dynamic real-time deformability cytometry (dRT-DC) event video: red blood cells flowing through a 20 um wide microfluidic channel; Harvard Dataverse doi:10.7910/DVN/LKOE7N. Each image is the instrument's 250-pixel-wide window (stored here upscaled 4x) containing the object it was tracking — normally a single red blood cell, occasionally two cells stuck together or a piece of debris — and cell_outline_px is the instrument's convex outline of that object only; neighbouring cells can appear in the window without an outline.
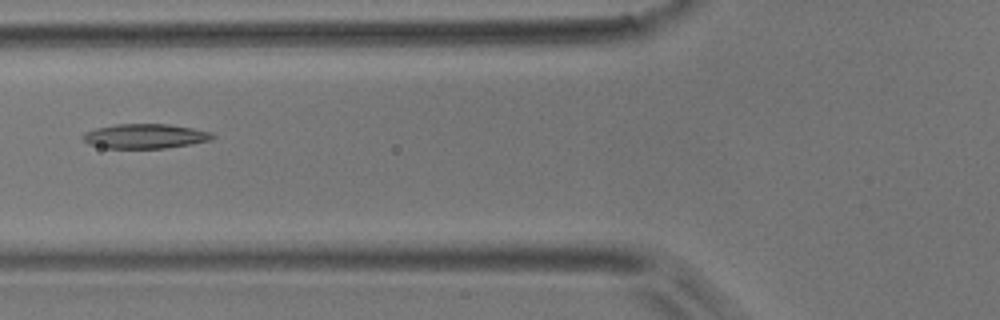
{"species": "common noctule bat (a hibernating species)", "species_latin": "Nyctalus noctula", "temperature_condition": "room temperature", "stored_images_in_passage": 6, "camera_frame_rate_fps": 3000, "um_per_image_px": 0.085, "animal": {"sex": "male", "body_mass_g": 17.9}, "frame": {"image": 1, "passage_image": 6, "time_ms": 5.667, "image_size_px": [1000, 320], "cell_outline_px": [[216, 136], [208, 140], [192, 144], [168, 148], [108, 148], [88, 144], [80, 136], [84, 132], [96, 128], [116, 124], [168, 124], [192, 128], [212, 132]], "centroid_in_image_um": [12.32, 11.57], "position_along_channel_um": 113.5, "area_um2": 18.61}}